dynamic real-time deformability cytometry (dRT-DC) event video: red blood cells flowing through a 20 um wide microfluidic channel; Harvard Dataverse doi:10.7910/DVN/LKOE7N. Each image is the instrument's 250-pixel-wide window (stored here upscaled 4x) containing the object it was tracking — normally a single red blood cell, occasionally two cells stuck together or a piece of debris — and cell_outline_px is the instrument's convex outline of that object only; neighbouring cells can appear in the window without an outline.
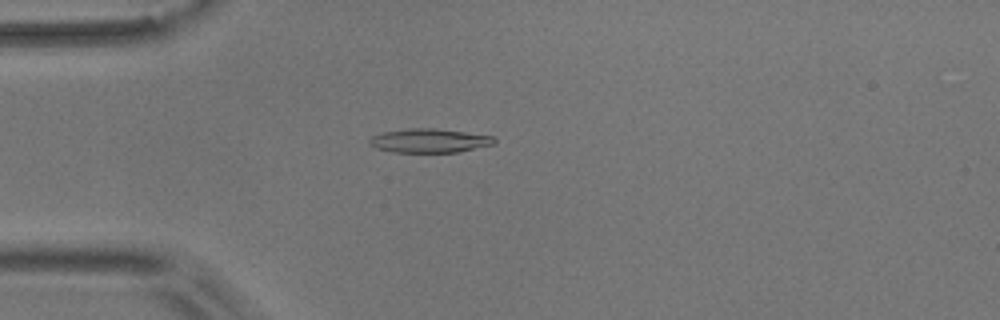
{"species": "common noctule bat (a hibernating species)", "species_latin": "Nyctalus noctula", "temperature_condition": "room temperature", "stored_images_in_passage": 17, "camera_frame_rate_fps": 3000, "um_per_image_px": 0.085, "animal": {"sex": "male", "body_mass_g": 17.9}, "frame": {"image": 1, "passage_image": 5, "time_ms": 1.333, "image_size_px": [1000, 320], "cell_outline_px": [[496, 144], [456, 152], [392, 152], [376, 148], [368, 144], [368, 140], [372, 136], [380, 132], [408, 128], [432, 128], [464, 132], [492, 136], [496, 140]], "centroid_in_image_um": [36.44, 11.95], "position_along_channel_um": 48.6, "area_um2": 17.46}}
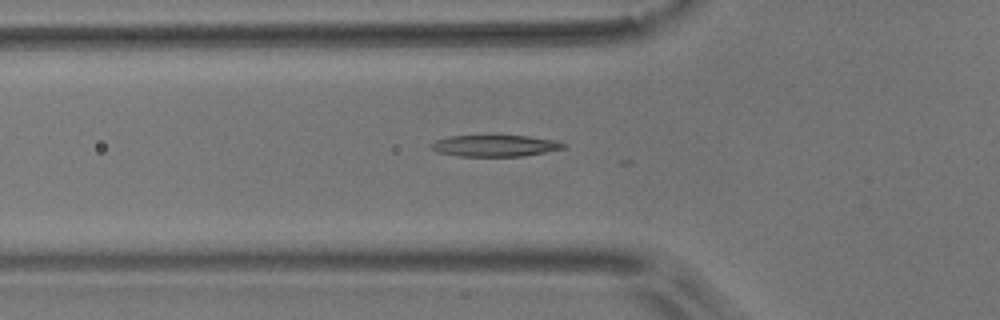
{"frame": {"image": 2, "passage_image": 9, "time_ms": 2.667, "image_size_px": [1000, 320], "cell_outline_px": [[568, 144], [564, 148], [524, 156], [460, 156], [436, 152], [428, 144], [436, 140], [452, 136], [528, 136], [556, 140]], "centroid_in_image_um": [42.08, 12.39], "position_along_channel_um": 83.7, "area_um2": 16.47}}
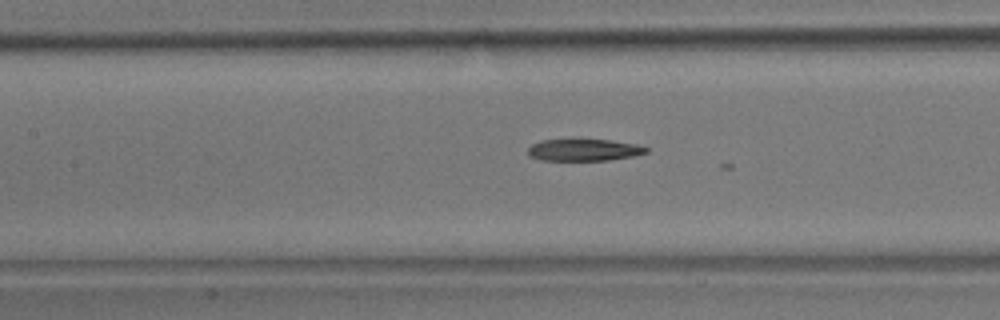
{"frame": {"image": 3, "passage_image": 15, "time_ms": 4.667, "image_size_px": [1000, 320], "cell_outline_px": [[648, 152], [632, 156], [608, 160], [540, 160], [528, 156], [528, 148], [532, 144], [540, 140], [608, 140], [636, 144], [648, 148]], "centroid_in_image_um": [49.6, 12.75], "position_along_channel_um": 157.8, "area_um2": 14.91}}